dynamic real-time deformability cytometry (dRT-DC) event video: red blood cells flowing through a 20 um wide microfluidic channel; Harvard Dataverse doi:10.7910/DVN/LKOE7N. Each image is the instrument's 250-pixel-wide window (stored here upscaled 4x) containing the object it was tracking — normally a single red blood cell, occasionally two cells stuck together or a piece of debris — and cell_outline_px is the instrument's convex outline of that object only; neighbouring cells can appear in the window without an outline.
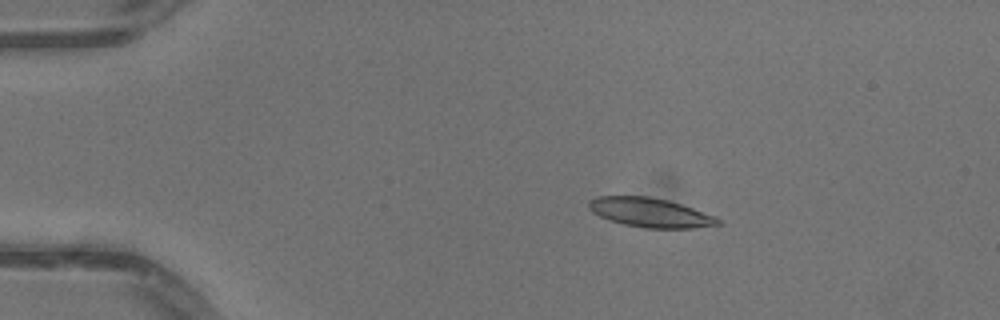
{"species": "common noctule bat (a hibernating species)", "species_latin": "Nyctalus noctula", "temperature_condition": "warm", "stored_images_in_passage": 44, "camera_frame_rate_fps": 3000, "um_per_image_px": 0.085, "animal": {"sex": "male", "body_mass_g": 13.3}, "frame": {"image": 1, "passage_image": 3, "time_ms": 0.667, "image_size_px": [1000, 320], "cell_outline_px": [[724, 224], [692, 228], [648, 228], [624, 224], [608, 220], [592, 212], [588, 208], [588, 200], [596, 196], [648, 196], [668, 200], [716, 216], [724, 220]], "centroid_in_image_um": [55.28, 18.07], "position_along_channel_um": 29.7, "area_um2": 22.2}}
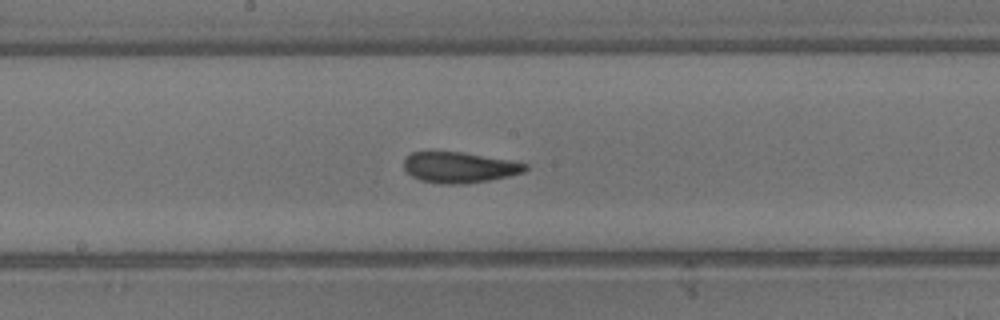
{"frame": {"image": 2, "passage_image": 21, "time_ms": 6.667, "image_size_px": [1000, 320], "cell_outline_px": [[528, 168], [524, 172], [508, 176], [488, 180], [464, 184], [440, 184], [420, 180], [412, 176], [404, 168], [404, 156], [412, 152], [432, 148], [464, 152], [512, 160], [528, 164]], "centroid_in_image_um": [38.98, 14.17], "position_along_channel_um": 209.2, "area_um2": 22.66}}
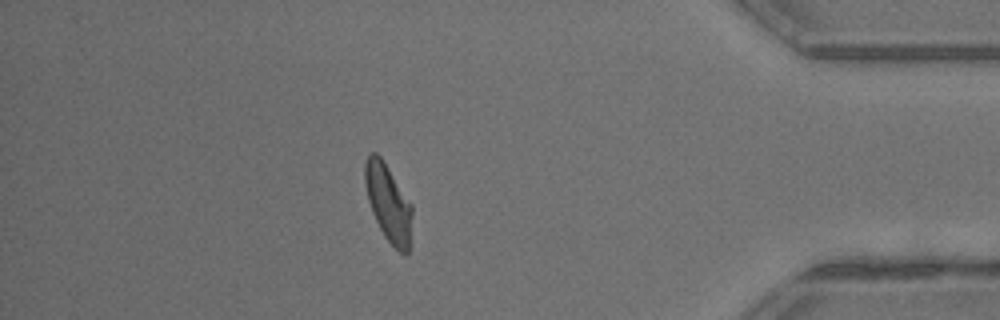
{"frame": {"image": 3, "passage_image": 38, "time_ms": 12.333, "image_size_px": [1000, 320], "cell_outline_px": [[412, 212], [408, 256], [404, 256], [384, 236], [372, 212], [368, 200], [364, 184], [364, 164], [368, 156], [372, 152], [376, 152], [380, 156], [412, 204]], "centroid_in_image_um": [33.0, 17.25], "position_along_channel_um": 402.2, "area_um2": 21.1}, "authors_computed_cell_mechanics": {"area_um2": 21.7906, "velocity_mm_per_s": 4.1106, "shape_relaxation_time_tau1_ms": 8.166, "shape_relaxation_time_tau2_ms": 1.7167, "deformation_change_tau1": 0.2082, "deformation_change_tau2": 0.0717}}